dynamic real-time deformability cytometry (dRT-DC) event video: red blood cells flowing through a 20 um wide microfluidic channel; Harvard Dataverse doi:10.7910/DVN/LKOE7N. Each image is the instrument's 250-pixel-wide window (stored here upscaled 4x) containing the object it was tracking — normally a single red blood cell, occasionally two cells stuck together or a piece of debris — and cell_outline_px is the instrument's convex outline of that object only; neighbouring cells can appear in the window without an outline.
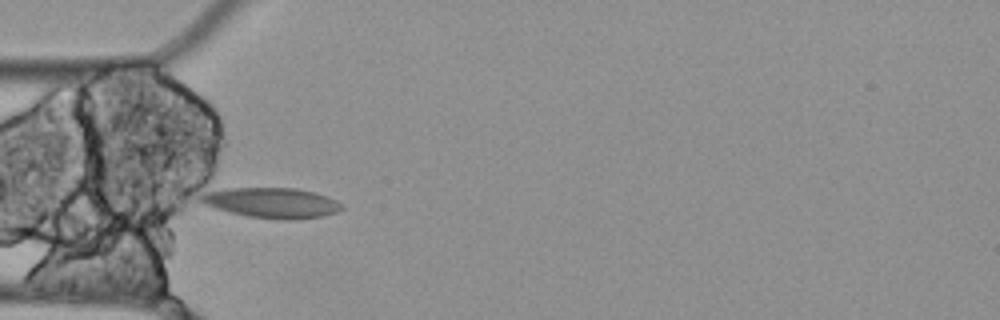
{"species": "Egyptian fruit bat (a non-hibernating species)", "species_latin": "Rousettus aegyptiacus", "temperature_condition": "cold", "stored_images_in_passage": 11, "camera_frame_rate_fps": 3000, "um_per_image_px": 0.085, "animal": {"sex": "female"}, "frame": {"image": 1, "passage_image": 3, "time_ms": 0.667, "image_size_px": [1000, 320], "cell_outline_px": [[344, 208], [336, 212], [320, 216], [288, 220], [284, 220], [248, 216], [216, 208], [204, 204], [196, 200], [200, 196], [208, 192], [228, 188], [296, 188], [312, 192], [336, 200], [344, 204]], "centroid_in_image_um": [23.1, 17.23], "position_along_channel_um": 61.9, "area_um2": 24.51}}
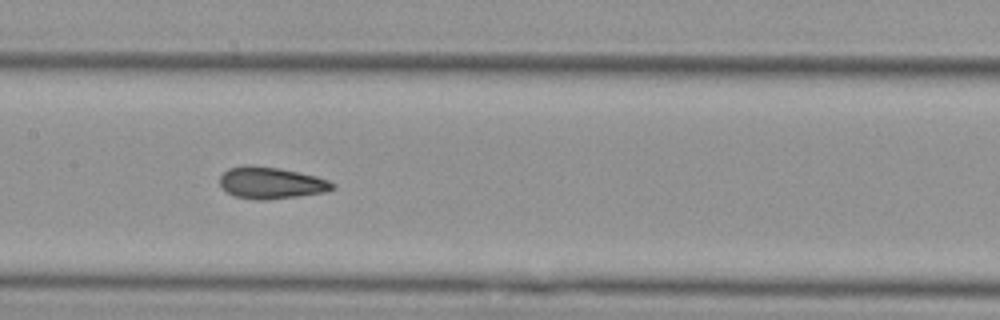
{"frame": {"image": 2, "passage_image": 6, "time_ms": 1.667, "image_size_px": [1000, 320], "cell_outline_px": [[336, 184], [328, 192], [264, 200], [256, 200], [236, 196], [228, 192], [220, 184], [220, 176], [228, 168], [244, 164], [248, 164], [280, 168], [316, 176], [328, 180]], "centroid_in_image_um": [23.04, 15.53], "position_along_channel_um": 184.4, "area_um2": 20.81}}
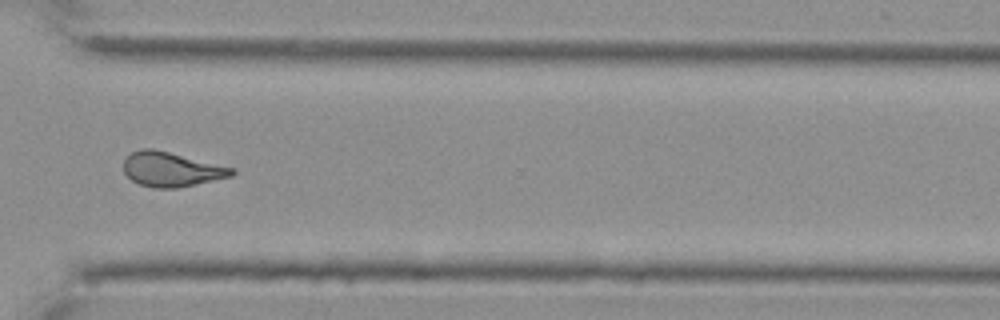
{"frame": {"image": 3, "passage_image": 10, "time_ms": 3.0, "image_size_px": [1000, 320], "cell_outline_px": [[236, 172], [232, 176], [176, 188], [152, 188], [140, 184], [132, 180], [124, 172], [124, 160], [132, 152], [140, 148], [152, 148], [236, 168]], "centroid_in_image_um": [14.57, 14.39], "position_along_channel_um": 356.0, "area_um2": 21.68}}